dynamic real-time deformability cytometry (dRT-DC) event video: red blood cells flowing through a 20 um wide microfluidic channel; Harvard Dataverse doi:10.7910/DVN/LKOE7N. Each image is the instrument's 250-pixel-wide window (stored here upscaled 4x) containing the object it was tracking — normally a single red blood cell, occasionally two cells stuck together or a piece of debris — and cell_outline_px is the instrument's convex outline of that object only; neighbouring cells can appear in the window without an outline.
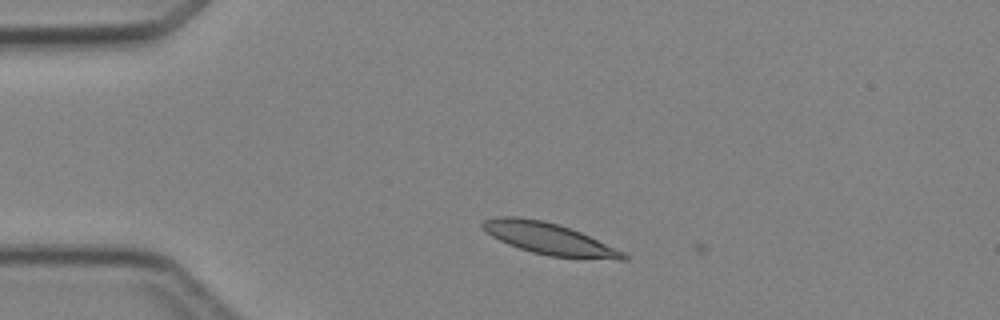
{"species": "Egyptian fruit bat (a non-hibernating species)", "species_latin": "Rousettus aegyptiacus", "temperature_condition": "cold", "stored_images_in_passage": 3, "camera_frame_rate_fps": 3000, "um_per_image_px": 0.085, "animal": {"sex": "female"}, "frame": {"image": 1, "passage_image": 2, "time_ms": 1.0, "image_size_px": [1000, 320], "cell_outline_px": [[628, 260], [616, 260], [548, 256], [532, 252], [508, 244], [492, 236], [480, 224], [484, 220], [496, 216], [520, 216], [544, 220], [580, 232], [624, 252], [628, 256]], "centroid_in_image_um": [46.67, 20.29], "position_along_channel_um": 38.3, "area_um2": 25.72}}